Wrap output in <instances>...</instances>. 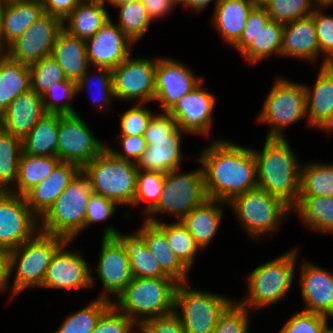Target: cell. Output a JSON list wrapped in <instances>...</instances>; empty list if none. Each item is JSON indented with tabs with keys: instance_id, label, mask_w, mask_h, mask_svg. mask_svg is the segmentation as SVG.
<instances>
[{
	"instance_id": "obj_15",
	"label": "cell",
	"mask_w": 333,
	"mask_h": 333,
	"mask_svg": "<svg viewBox=\"0 0 333 333\" xmlns=\"http://www.w3.org/2000/svg\"><path fill=\"white\" fill-rule=\"evenodd\" d=\"M74 240H66L53 254L41 287L60 291L91 289V264L85 253L70 247ZM72 248V249H70ZM74 248V249H73Z\"/></svg>"
},
{
	"instance_id": "obj_42",
	"label": "cell",
	"mask_w": 333,
	"mask_h": 333,
	"mask_svg": "<svg viewBox=\"0 0 333 333\" xmlns=\"http://www.w3.org/2000/svg\"><path fill=\"white\" fill-rule=\"evenodd\" d=\"M112 302L93 298L86 306L67 314L53 333H92L102 313Z\"/></svg>"
},
{
	"instance_id": "obj_29",
	"label": "cell",
	"mask_w": 333,
	"mask_h": 333,
	"mask_svg": "<svg viewBox=\"0 0 333 333\" xmlns=\"http://www.w3.org/2000/svg\"><path fill=\"white\" fill-rule=\"evenodd\" d=\"M227 206L228 203L208 199L180 220L203 252L211 246L221 229Z\"/></svg>"
},
{
	"instance_id": "obj_4",
	"label": "cell",
	"mask_w": 333,
	"mask_h": 333,
	"mask_svg": "<svg viewBox=\"0 0 333 333\" xmlns=\"http://www.w3.org/2000/svg\"><path fill=\"white\" fill-rule=\"evenodd\" d=\"M227 209L231 210L236 223H239L247 239L250 238L253 243L271 238L282 230V225L288 218L293 217L290 206L260 188L234 197L228 203Z\"/></svg>"
},
{
	"instance_id": "obj_6",
	"label": "cell",
	"mask_w": 333,
	"mask_h": 333,
	"mask_svg": "<svg viewBox=\"0 0 333 333\" xmlns=\"http://www.w3.org/2000/svg\"><path fill=\"white\" fill-rule=\"evenodd\" d=\"M178 284L171 277H133L112 304L138 326L174 312Z\"/></svg>"
},
{
	"instance_id": "obj_20",
	"label": "cell",
	"mask_w": 333,
	"mask_h": 333,
	"mask_svg": "<svg viewBox=\"0 0 333 333\" xmlns=\"http://www.w3.org/2000/svg\"><path fill=\"white\" fill-rule=\"evenodd\" d=\"M300 263V264H299ZM298 287L302 300L301 310L322 314L333 319V272L304 259L298 265Z\"/></svg>"
},
{
	"instance_id": "obj_51",
	"label": "cell",
	"mask_w": 333,
	"mask_h": 333,
	"mask_svg": "<svg viewBox=\"0 0 333 333\" xmlns=\"http://www.w3.org/2000/svg\"><path fill=\"white\" fill-rule=\"evenodd\" d=\"M149 103H136L121 113L119 119V132L115 136L144 135L150 118L156 113L147 107Z\"/></svg>"
},
{
	"instance_id": "obj_62",
	"label": "cell",
	"mask_w": 333,
	"mask_h": 333,
	"mask_svg": "<svg viewBox=\"0 0 333 333\" xmlns=\"http://www.w3.org/2000/svg\"><path fill=\"white\" fill-rule=\"evenodd\" d=\"M214 1V2H213ZM220 2V0H179V5L182 6V8L184 9H188L190 13V17H193V14L198 15V13L206 11L205 9H208V7H210L209 5L212 4V6L214 5L213 9L215 8V6Z\"/></svg>"
},
{
	"instance_id": "obj_2",
	"label": "cell",
	"mask_w": 333,
	"mask_h": 333,
	"mask_svg": "<svg viewBox=\"0 0 333 333\" xmlns=\"http://www.w3.org/2000/svg\"><path fill=\"white\" fill-rule=\"evenodd\" d=\"M264 140L261 149L252 148L257 186L293 209L298 203L303 161L288 137H265Z\"/></svg>"
},
{
	"instance_id": "obj_17",
	"label": "cell",
	"mask_w": 333,
	"mask_h": 333,
	"mask_svg": "<svg viewBox=\"0 0 333 333\" xmlns=\"http://www.w3.org/2000/svg\"><path fill=\"white\" fill-rule=\"evenodd\" d=\"M39 231V218L24 196L0 191V251L9 252Z\"/></svg>"
},
{
	"instance_id": "obj_54",
	"label": "cell",
	"mask_w": 333,
	"mask_h": 333,
	"mask_svg": "<svg viewBox=\"0 0 333 333\" xmlns=\"http://www.w3.org/2000/svg\"><path fill=\"white\" fill-rule=\"evenodd\" d=\"M270 17L266 9L258 3L249 13L243 34L239 41L232 47L241 55L253 42L258 33L265 27Z\"/></svg>"
},
{
	"instance_id": "obj_5",
	"label": "cell",
	"mask_w": 333,
	"mask_h": 333,
	"mask_svg": "<svg viewBox=\"0 0 333 333\" xmlns=\"http://www.w3.org/2000/svg\"><path fill=\"white\" fill-rule=\"evenodd\" d=\"M65 241L64 237L38 231L31 239L7 252L8 283L16 298L27 290L41 289L52 256Z\"/></svg>"
},
{
	"instance_id": "obj_53",
	"label": "cell",
	"mask_w": 333,
	"mask_h": 333,
	"mask_svg": "<svg viewBox=\"0 0 333 333\" xmlns=\"http://www.w3.org/2000/svg\"><path fill=\"white\" fill-rule=\"evenodd\" d=\"M92 333H138V326L111 304L100 316Z\"/></svg>"
},
{
	"instance_id": "obj_66",
	"label": "cell",
	"mask_w": 333,
	"mask_h": 333,
	"mask_svg": "<svg viewBox=\"0 0 333 333\" xmlns=\"http://www.w3.org/2000/svg\"><path fill=\"white\" fill-rule=\"evenodd\" d=\"M326 66L333 72V62L327 63Z\"/></svg>"
},
{
	"instance_id": "obj_45",
	"label": "cell",
	"mask_w": 333,
	"mask_h": 333,
	"mask_svg": "<svg viewBox=\"0 0 333 333\" xmlns=\"http://www.w3.org/2000/svg\"><path fill=\"white\" fill-rule=\"evenodd\" d=\"M117 10V26L135 43L141 42L152 24L142 2H130L114 8Z\"/></svg>"
},
{
	"instance_id": "obj_19",
	"label": "cell",
	"mask_w": 333,
	"mask_h": 333,
	"mask_svg": "<svg viewBox=\"0 0 333 333\" xmlns=\"http://www.w3.org/2000/svg\"><path fill=\"white\" fill-rule=\"evenodd\" d=\"M62 29L59 18L44 13L4 53L14 61L31 66L51 56L57 35Z\"/></svg>"
},
{
	"instance_id": "obj_31",
	"label": "cell",
	"mask_w": 333,
	"mask_h": 333,
	"mask_svg": "<svg viewBox=\"0 0 333 333\" xmlns=\"http://www.w3.org/2000/svg\"><path fill=\"white\" fill-rule=\"evenodd\" d=\"M110 12L105 0H83L62 22L63 30L86 41L109 21Z\"/></svg>"
},
{
	"instance_id": "obj_68",
	"label": "cell",
	"mask_w": 333,
	"mask_h": 333,
	"mask_svg": "<svg viewBox=\"0 0 333 333\" xmlns=\"http://www.w3.org/2000/svg\"><path fill=\"white\" fill-rule=\"evenodd\" d=\"M333 135V128L331 129V131L328 133V135Z\"/></svg>"
},
{
	"instance_id": "obj_58",
	"label": "cell",
	"mask_w": 333,
	"mask_h": 333,
	"mask_svg": "<svg viewBox=\"0 0 333 333\" xmlns=\"http://www.w3.org/2000/svg\"><path fill=\"white\" fill-rule=\"evenodd\" d=\"M178 124L168 112L156 113L150 118L145 130V139L168 138L176 129Z\"/></svg>"
},
{
	"instance_id": "obj_67",
	"label": "cell",
	"mask_w": 333,
	"mask_h": 333,
	"mask_svg": "<svg viewBox=\"0 0 333 333\" xmlns=\"http://www.w3.org/2000/svg\"><path fill=\"white\" fill-rule=\"evenodd\" d=\"M320 3H333V0H318Z\"/></svg>"
},
{
	"instance_id": "obj_52",
	"label": "cell",
	"mask_w": 333,
	"mask_h": 333,
	"mask_svg": "<svg viewBox=\"0 0 333 333\" xmlns=\"http://www.w3.org/2000/svg\"><path fill=\"white\" fill-rule=\"evenodd\" d=\"M330 320L322 314L300 310L284 321L278 333H321Z\"/></svg>"
},
{
	"instance_id": "obj_47",
	"label": "cell",
	"mask_w": 333,
	"mask_h": 333,
	"mask_svg": "<svg viewBox=\"0 0 333 333\" xmlns=\"http://www.w3.org/2000/svg\"><path fill=\"white\" fill-rule=\"evenodd\" d=\"M78 96L77 83L71 80L58 82L43 95V106L46 113L61 115L75 114L73 102Z\"/></svg>"
},
{
	"instance_id": "obj_65",
	"label": "cell",
	"mask_w": 333,
	"mask_h": 333,
	"mask_svg": "<svg viewBox=\"0 0 333 333\" xmlns=\"http://www.w3.org/2000/svg\"><path fill=\"white\" fill-rule=\"evenodd\" d=\"M330 324H332V322L329 323L321 333H333V324Z\"/></svg>"
},
{
	"instance_id": "obj_34",
	"label": "cell",
	"mask_w": 333,
	"mask_h": 333,
	"mask_svg": "<svg viewBox=\"0 0 333 333\" xmlns=\"http://www.w3.org/2000/svg\"><path fill=\"white\" fill-rule=\"evenodd\" d=\"M292 212L307 230L333 237V197H299Z\"/></svg>"
},
{
	"instance_id": "obj_59",
	"label": "cell",
	"mask_w": 333,
	"mask_h": 333,
	"mask_svg": "<svg viewBox=\"0 0 333 333\" xmlns=\"http://www.w3.org/2000/svg\"><path fill=\"white\" fill-rule=\"evenodd\" d=\"M145 9L152 20H163L170 16L179 5V0H142Z\"/></svg>"
},
{
	"instance_id": "obj_3",
	"label": "cell",
	"mask_w": 333,
	"mask_h": 333,
	"mask_svg": "<svg viewBox=\"0 0 333 333\" xmlns=\"http://www.w3.org/2000/svg\"><path fill=\"white\" fill-rule=\"evenodd\" d=\"M300 249L290 247V250L278 255V257L259 263L257 267L246 273L247 289L242 299L234 300L251 312L264 310L288 298V293L295 285L297 264L300 259Z\"/></svg>"
},
{
	"instance_id": "obj_36",
	"label": "cell",
	"mask_w": 333,
	"mask_h": 333,
	"mask_svg": "<svg viewBox=\"0 0 333 333\" xmlns=\"http://www.w3.org/2000/svg\"><path fill=\"white\" fill-rule=\"evenodd\" d=\"M31 89L29 66L0 52V116L20 94Z\"/></svg>"
},
{
	"instance_id": "obj_43",
	"label": "cell",
	"mask_w": 333,
	"mask_h": 333,
	"mask_svg": "<svg viewBox=\"0 0 333 333\" xmlns=\"http://www.w3.org/2000/svg\"><path fill=\"white\" fill-rule=\"evenodd\" d=\"M22 151V141L0 127V191L14 187Z\"/></svg>"
},
{
	"instance_id": "obj_63",
	"label": "cell",
	"mask_w": 333,
	"mask_h": 333,
	"mask_svg": "<svg viewBox=\"0 0 333 333\" xmlns=\"http://www.w3.org/2000/svg\"><path fill=\"white\" fill-rule=\"evenodd\" d=\"M130 2H142V0H105L106 6L112 9Z\"/></svg>"
},
{
	"instance_id": "obj_35",
	"label": "cell",
	"mask_w": 333,
	"mask_h": 333,
	"mask_svg": "<svg viewBox=\"0 0 333 333\" xmlns=\"http://www.w3.org/2000/svg\"><path fill=\"white\" fill-rule=\"evenodd\" d=\"M84 92L88 95L92 107L97 112L105 114L103 112L113 110V102L116 99L113 90L112 70L90 66L77 82V94L80 95Z\"/></svg>"
},
{
	"instance_id": "obj_1",
	"label": "cell",
	"mask_w": 333,
	"mask_h": 333,
	"mask_svg": "<svg viewBox=\"0 0 333 333\" xmlns=\"http://www.w3.org/2000/svg\"><path fill=\"white\" fill-rule=\"evenodd\" d=\"M212 139L195 156L204 174L208 199L229 203L258 188L252 148L224 137Z\"/></svg>"
},
{
	"instance_id": "obj_40",
	"label": "cell",
	"mask_w": 333,
	"mask_h": 333,
	"mask_svg": "<svg viewBox=\"0 0 333 333\" xmlns=\"http://www.w3.org/2000/svg\"><path fill=\"white\" fill-rule=\"evenodd\" d=\"M333 197V161L302 163L299 197Z\"/></svg>"
},
{
	"instance_id": "obj_9",
	"label": "cell",
	"mask_w": 333,
	"mask_h": 333,
	"mask_svg": "<svg viewBox=\"0 0 333 333\" xmlns=\"http://www.w3.org/2000/svg\"><path fill=\"white\" fill-rule=\"evenodd\" d=\"M92 194L89 178L81 170L39 219V231L76 241L85 231L87 206Z\"/></svg>"
},
{
	"instance_id": "obj_61",
	"label": "cell",
	"mask_w": 333,
	"mask_h": 333,
	"mask_svg": "<svg viewBox=\"0 0 333 333\" xmlns=\"http://www.w3.org/2000/svg\"><path fill=\"white\" fill-rule=\"evenodd\" d=\"M10 291V292H9ZM10 297V302L17 299L10 290L8 283V256L7 252L0 251V294H6ZM12 299V300H11Z\"/></svg>"
},
{
	"instance_id": "obj_37",
	"label": "cell",
	"mask_w": 333,
	"mask_h": 333,
	"mask_svg": "<svg viewBox=\"0 0 333 333\" xmlns=\"http://www.w3.org/2000/svg\"><path fill=\"white\" fill-rule=\"evenodd\" d=\"M59 118L58 113H45L22 140L23 152L33 156H56Z\"/></svg>"
},
{
	"instance_id": "obj_55",
	"label": "cell",
	"mask_w": 333,
	"mask_h": 333,
	"mask_svg": "<svg viewBox=\"0 0 333 333\" xmlns=\"http://www.w3.org/2000/svg\"><path fill=\"white\" fill-rule=\"evenodd\" d=\"M119 207L116 202L93 193L87 206L85 230L92 228L93 225L95 227V224H104L112 217H115Z\"/></svg>"
},
{
	"instance_id": "obj_24",
	"label": "cell",
	"mask_w": 333,
	"mask_h": 333,
	"mask_svg": "<svg viewBox=\"0 0 333 333\" xmlns=\"http://www.w3.org/2000/svg\"><path fill=\"white\" fill-rule=\"evenodd\" d=\"M281 58L307 62L311 67L319 61L320 64L318 65L321 66L312 14L284 25Z\"/></svg>"
},
{
	"instance_id": "obj_41",
	"label": "cell",
	"mask_w": 333,
	"mask_h": 333,
	"mask_svg": "<svg viewBox=\"0 0 333 333\" xmlns=\"http://www.w3.org/2000/svg\"><path fill=\"white\" fill-rule=\"evenodd\" d=\"M166 234L168 243L179 261L191 272L194 264L198 261V254L202 253V249L191 236L187 228L181 221L156 223ZM192 269V270H191Z\"/></svg>"
},
{
	"instance_id": "obj_10",
	"label": "cell",
	"mask_w": 333,
	"mask_h": 333,
	"mask_svg": "<svg viewBox=\"0 0 333 333\" xmlns=\"http://www.w3.org/2000/svg\"><path fill=\"white\" fill-rule=\"evenodd\" d=\"M256 115L257 124L268 125L266 137L286 138V129L306 120V93L304 83L276 75ZM305 118V119H304Z\"/></svg>"
},
{
	"instance_id": "obj_27",
	"label": "cell",
	"mask_w": 333,
	"mask_h": 333,
	"mask_svg": "<svg viewBox=\"0 0 333 333\" xmlns=\"http://www.w3.org/2000/svg\"><path fill=\"white\" fill-rule=\"evenodd\" d=\"M114 224L103 225L102 237H116L124 246L132 276L135 278L145 277H169L160 268L156 258L144 242L143 236L135 229L132 233H122Z\"/></svg>"
},
{
	"instance_id": "obj_11",
	"label": "cell",
	"mask_w": 333,
	"mask_h": 333,
	"mask_svg": "<svg viewBox=\"0 0 333 333\" xmlns=\"http://www.w3.org/2000/svg\"><path fill=\"white\" fill-rule=\"evenodd\" d=\"M190 283L178 284L174 313L180 318L185 333H212L219 315L234 297L193 288Z\"/></svg>"
},
{
	"instance_id": "obj_26",
	"label": "cell",
	"mask_w": 333,
	"mask_h": 333,
	"mask_svg": "<svg viewBox=\"0 0 333 333\" xmlns=\"http://www.w3.org/2000/svg\"><path fill=\"white\" fill-rule=\"evenodd\" d=\"M80 171L78 165L61 161L46 179L24 195L31 211L40 219Z\"/></svg>"
},
{
	"instance_id": "obj_23",
	"label": "cell",
	"mask_w": 333,
	"mask_h": 333,
	"mask_svg": "<svg viewBox=\"0 0 333 333\" xmlns=\"http://www.w3.org/2000/svg\"><path fill=\"white\" fill-rule=\"evenodd\" d=\"M186 135L189 136L178 127L168 138L145 139L147 149L136 163L138 170L166 174L180 169L185 159H192V155L187 156L182 151L183 137H187Z\"/></svg>"
},
{
	"instance_id": "obj_30",
	"label": "cell",
	"mask_w": 333,
	"mask_h": 333,
	"mask_svg": "<svg viewBox=\"0 0 333 333\" xmlns=\"http://www.w3.org/2000/svg\"><path fill=\"white\" fill-rule=\"evenodd\" d=\"M144 238L161 270L179 283L190 282V271L179 261L169 246L165 232L156 224L143 219L136 229Z\"/></svg>"
},
{
	"instance_id": "obj_22",
	"label": "cell",
	"mask_w": 333,
	"mask_h": 333,
	"mask_svg": "<svg viewBox=\"0 0 333 333\" xmlns=\"http://www.w3.org/2000/svg\"><path fill=\"white\" fill-rule=\"evenodd\" d=\"M311 85L304 84L306 93L307 127L324 134L333 128V72L326 66H318Z\"/></svg>"
},
{
	"instance_id": "obj_46",
	"label": "cell",
	"mask_w": 333,
	"mask_h": 333,
	"mask_svg": "<svg viewBox=\"0 0 333 333\" xmlns=\"http://www.w3.org/2000/svg\"><path fill=\"white\" fill-rule=\"evenodd\" d=\"M271 20L288 24L313 13L318 0H259Z\"/></svg>"
},
{
	"instance_id": "obj_48",
	"label": "cell",
	"mask_w": 333,
	"mask_h": 333,
	"mask_svg": "<svg viewBox=\"0 0 333 333\" xmlns=\"http://www.w3.org/2000/svg\"><path fill=\"white\" fill-rule=\"evenodd\" d=\"M332 6L333 3H320L312 13L319 45L321 66L333 61V14L326 12V9Z\"/></svg>"
},
{
	"instance_id": "obj_57",
	"label": "cell",
	"mask_w": 333,
	"mask_h": 333,
	"mask_svg": "<svg viewBox=\"0 0 333 333\" xmlns=\"http://www.w3.org/2000/svg\"><path fill=\"white\" fill-rule=\"evenodd\" d=\"M138 333H185L180 318L169 315L150 318L138 325Z\"/></svg>"
},
{
	"instance_id": "obj_32",
	"label": "cell",
	"mask_w": 333,
	"mask_h": 333,
	"mask_svg": "<svg viewBox=\"0 0 333 333\" xmlns=\"http://www.w3.org/2000/svg\"><path fill=\"white\" fill-rule=\"evenodd\" d=\"M51 56L60 65L65 78L78 82L90 67L85 40L61 30L57 35Z\"/></svg>"
},
{
	"instance_id": "obj_13",
	"label": "cell",
	"mask_w": 333,
	"mask_h": 333,
	"mask_svg": "<svg viewBox=\"0 0 333 333\" xmlns=\"http://www.w3.org/2000/svg\"><path fill=\"white\" fill-rule=\"evenodd\" d=\"M130 55L112 70L116 102L153 103L157 56Z\"/></svg>"
},
{
	"instance_id": "obj_12",
	"label": "cell",
	"mask_w": 333,
	"mask_h": 333,
	"mask_svg": "<svg viewBox=\"0 0 333 333\" xmlns=\"http://www.w3.org/2000/svg\"><path fill=\"white\" fill-rule=\"evenodd\" d=\"M97 265L91 268V289L100 286L96 298L113 302L131 282L133 276L129 257L122 243L116 237H101ZM94 272V274H93ZM99 283V284H98ZM97 284V285H96Z\"/></svg>"
},
{
	"instance_id": "obj_8",
	"label": "cell",
	"mask_w": 333,
	"mask_h": 333,
	"mask_svg": "<svg viewBox=\"0 0 333 333\" xmlns=\"http://www.w3.org/2000/svg\"><path fill=\"white\" fill-rule=\"evenodd\" d=\"M193 170H172L165 174L162 193L157 205L143 218L152 223L162 222V215L169 216L171 221H180L193 209L203 205L208 196L205 189L204 174L200 163Z\"/></svg>"
},
{
	"instance_id": "obj_14",
	"label": "cell",
	"mask_w": 333,
	"mask_h": 333,
	"mask_svg": "<svg viewBox=\"0 0 333 333\" xmlns=\"http://www.w3.org/2000/svg\"><path fill=\"white\" fill-rule=\"evenodd\" d=\"M89 125L80 113L60 114L56 153L60 161L74 163L82 169L106 148L107 143Z\"/></svg>"
},
{
	"instance_id": "obj_44",
	"label": "cell",
	"mask_w": 333,
	"mask_h": 333,
	"mask_svg": "<svg viewBox=\"0 0 333 333\" xmlns=\"http://www.w3.org/2000/svg\"><path fill=\"white\" fill-rule=\"evenodd\" d=\"M165 173L138 170L135 197L131 209H141L140 217H145L158 203L163 190Z\"/></svg>"
},
{
	"instance_id": "obj_56",
	"label": "cell",
	"mask_w": 333,
	"mask_h": 333,
	"mask_svg": "<svg viewBox=\"0 0 333 333\" xmlns=\"http://www.w3.org/2000/svg\"><path fill=\"white\" fill-rule=\"evenodd\" d=\"M114 142L119 146L115 148L111 143L106 148L116 157L122 160H129L137 163L143 152L147 149L144 135L140 136H115ZM112 145V146H111ZM114 147V148H113ZM119 148V149H118Z\"/></svg>"
},
{
	"instance_id": "obj_33",
	"label": "cell",
	"mask_w": 333,
	"mask_h": 333,
	"mask_svg": "<svg viewBox=\"0 0 333 333\" xmlns=\"http://www.w3.org/2000/svg\"><path fill=\"white\" fill-rule=\"evenodd\" d=\"M42 0H8L3 10V52L44 14Z\"/></svg>"
},
{
	"instance_id": "obj_18",
	"label": "cell",
	"mask_w": 333,
	"mask_h": 333,
	"mask_svg": "<svg viewBox=\"0 0 333 333\" xmlns=\"http://www.w3.org/2000/svg\"><path fill=\"white\" fill-rule=\"evenodd\" d=\"M205 84L204 80L192 92L181 97L168 113L183 132L207 139L213 132L214 110L218 99Z\"/></svg>"
},
{
	"instance_id": "obj_38",
	"label": "cell",
	"mask_w": 333,
	"mask_h": 333,
	"mask_svg": "<svg viewBox=\"0 0 333 333\" xmlns=\"http://www.w3.org/2000/svg\"><path fill=\"white\" fill-rule=\"evenodd\" d=\"M60 162L57 156H33L22 151L17 180L9 192L24 196L46 179Z\"/></svg>"
},
{
	"instance_id": "obj_16",
	"label": "cell",
	"mask_w": 333,
	"mask_h": 333,
	"mask_svg": "<svg viewBox=\"0 0 333 333\" xmlns=\"http://www.w3.org/2000/svg\"><path fill=\"white\" fill-rule=\"evenodd\" d=\"M189 65L169 56H157L155 69V99L159 112H168L184 95L204 81Z\"/></svg>"
},
{
	"instance_id": "obj_21",
	"label": "cell",
	"mask_w": 333,
	"mask_h": 333,
	"mask_svg": "<svg viewBox=\"0 0 333 333\" xmlns=\"http://www.w3.org/2000/svg\"><path fill=\"white\" fill-rule=\"evenodd\" d=\"M113 20L85 41L90 66L113 70L132 54L136 44Z\"/></svg>"
},
{
	"instance_id": "obj_60",
	"label": "cell",
	"mask_w": 333,
	"mask_h": 333,
	"mask_svg": "<svg viewBox=\"0 0 333 333\" xmlns=\"http://www.w3.org/2000/svg\"><path fill=\"white\" fill-rule=\"evenodd\" d=\"M83 0H42L44 12L62 22Z\"/></svg>"
},
{
	"instance_id": "obj_25",
	"label": "cell",
	"mask_w": 333,
	"mask_h": 333,
	"mask_svg": "<svg viewBox=\"0 0 333 333\" xmlns=\"http://www.w3.org/2000/svg\"><path fill=\"white\" fill-rule=\"evenodd\" d=\"M43 96L33 89L20 94L0 116V127L21 141L45 114Z\"/></svg>"
},
{
	"instance_id": "obj_28",
	"label": "cell",
	"mask_w": 333,
	"mask_h": 333,
	"mask_svg": "<svg viewBox=\"0 0 333 333\" xmlns=\"http://www.w3.org/2000/svg\"><path fill=\"white\" fill-rule=\"evenodd\" d=\"M259 0H220L212 11L211 28L228 47L241 38L250 11Z\"/></svg>"
},
{
	"instance_id": "obj_50",
	"label": "cell",
	"mask_w": 333,
	"mask_h": 333,
	"mask_svg": "<svg viewBox=\"0 0 333 333\" xmlns=\"http://www.w3.org/2000/svg\"><path fill=\"white\" fill-rule=\"evenodd\" d=\"M252 313L254 312L233 300L219 315L212 333H251Z\"/></svg>"
},
{
	"instance_id": "obj_49",
	"label": "cell",
	"mask_w": 333,
	"mask_h": 333,
	"mask_svg": "<svg viewBox=\"0 0 333 333\" xmlns=\"http://www.w3.org/2000/svg\"><path fill=\"white\" fill-rule=\"evenodd\" d=\"M31 75V89L43 96L58 82L66 81L63 70L52 56L41 59L29 66Z\"/></svg>"
},
{
	"instance_id": "obj_7",
	"label": "cell",
	"mask_w": 333,
	"mask_h": 333,
	"mask_svg": "<svg viewBox=\"0 0 333 333\" xmlns=\"http://www.w3.org/2000/svg\"><path fill=\"white\" fill-rule=\"evenodd\" d=\"M81 170L89 178L92 192L116 202L121 208L126 207L122 210V216L129 219L132 212L129 208L135 197L136 163L116 158L105 148Z\"/></svg>"
},
{
	"instance_id": "obj_39",
	"label": "cell",
	"mask_w": 333,
	"mask_h": 333,
	"mask_svg": "<svg viewBox=\"0 0 333 333\" xmlns=\"http://www.w3.org/2000/svg\"><path fill=\"white\" fill-rule=\"evenodd\" d=\"M284 24L269 20L265 27L258 33L255 41L240 56L248 66H256L262 61L280 57ZM267 58V59H266Z\"/></svg>"
},
{
	"instance_id": "obj_64",
	"label": "cell",
	"mask_w": 333,
	"mask_h": 333,
	"mask_svg": "<svg viewBox=\"0 0 333 333\" xmlns=\"http://www.w3.org/2000/svg\"><path fill=\"white\" fill-rule=\"evenodd\" d=\"M5 2H0V52H3V10Z\"/></svg>"
}]
</instances>
